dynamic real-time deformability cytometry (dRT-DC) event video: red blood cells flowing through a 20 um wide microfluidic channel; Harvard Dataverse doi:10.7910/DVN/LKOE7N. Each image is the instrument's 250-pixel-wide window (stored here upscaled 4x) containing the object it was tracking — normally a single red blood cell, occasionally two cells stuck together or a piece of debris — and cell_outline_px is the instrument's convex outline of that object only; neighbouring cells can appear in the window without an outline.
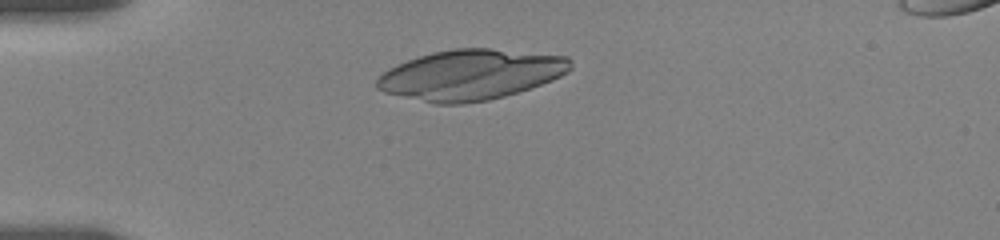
{"species": "human", "species_latin": "Homo sapiens", "temperature_condition": "room temperature", "stored_images_in_passage": 67, "camera_frame_rate_fps": 3000, "um_per_image_px": 0.085, "donor": {"sex": "female"}, "frame": {"image": 1, "passage_image": 12, "time_ms": 2.667, "image_size_px": [1000, 240], "cell_outline_px": [[572, 68], [568, 72], [552, 80], [504, 96], [488, 100], [464, 104], [436, 104], [384, 92], [376, 88], [376, 80], [388, 68], [408, 60], [432, 52], [452, 48], [488, 48], [568, 56], [572, 60]], "centroid_in_image_um": [40.01, 6.35], "position_along_channel_um": 45.0, "area_um2": 56.59}}
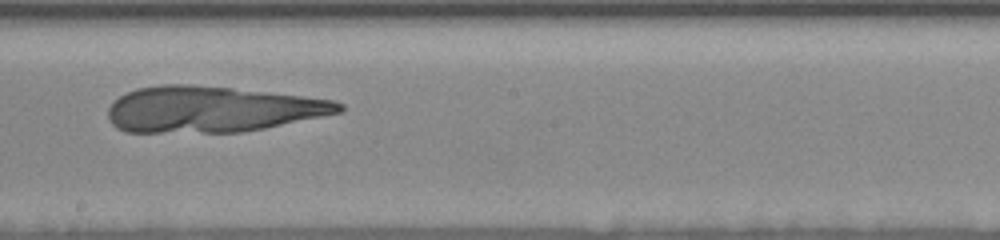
{"frame": {"image": 2, "passage_image": 32, "time_ms": 8.667, "image_size_px": [1000, 240], "cell_outline_px": [[344, 108], [340, 112], [264, 128], [240, 132], [124, 132], [116, 128], [108, 120], [108, 108], [112, 100], [136, 88], [160, 84], [192, 84], [232, 88], [300, 96], [332, 100], [344, 104]], "centroid_in_image_um": [17.91, 9.28], "position_along_channel_um": 230.3, "area_um2": 61.73}}
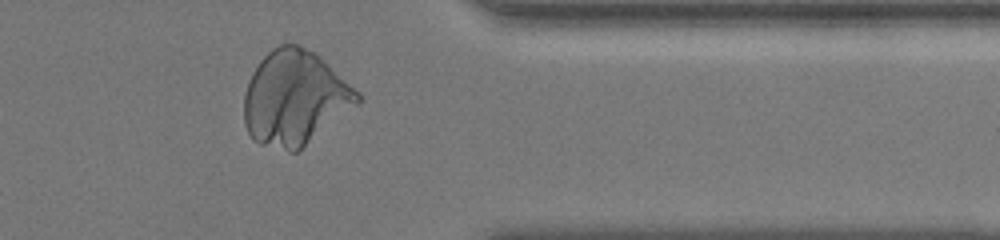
{"frame": {"image": 3, "passage_image": 46, "time_ms": 13.333, "image_size_px": [1000, 240], "cell_outline_px": [[360, 100], [356, 104], [296, 152], [288, 152], [260, 144], [252, 140], [244, 124], [244, 96], [248, 80], [252, 72], [260, 60], [272, 48], [280, 44], [300, 44], [320, 56], [360, 92]], "centroid_in_image_um": [25.02, 8.31], "position_along_channel_um": 386.4, "area_um2": 62.14}}